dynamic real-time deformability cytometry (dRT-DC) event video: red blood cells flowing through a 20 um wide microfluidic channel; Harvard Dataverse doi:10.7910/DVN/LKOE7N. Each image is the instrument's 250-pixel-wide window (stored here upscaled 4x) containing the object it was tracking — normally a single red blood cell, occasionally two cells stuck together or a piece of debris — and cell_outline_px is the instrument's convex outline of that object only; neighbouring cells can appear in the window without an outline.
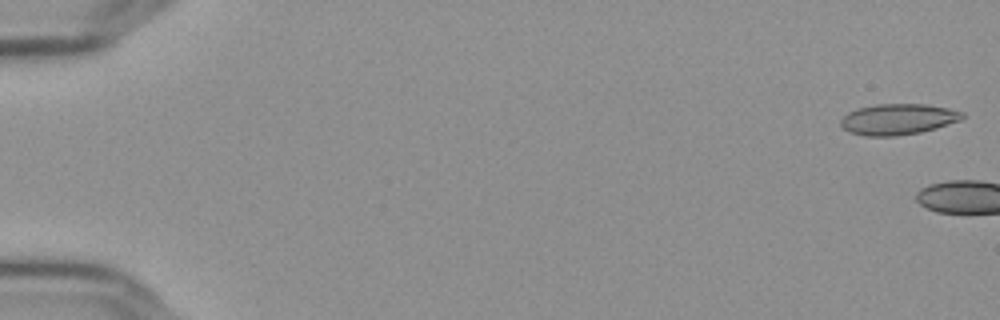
{"species": "Egyptian fruit bat (a non-hibernating species)", "species_latin": "Rousettus aegyptiacus", "temperature_condition": "cold", "stored_images_in_passage": 4, "camera_frame_rate_fps": 3000, "um_per_image_px": 0.085, "frame": {"image": 1, "passage_image": 1, "time_ms": 0.0, "image_size_px": [1000, 320], "cell_outline_px": [[964, 116], [960, 120], [936, 128], [920, 132], [896, 136], [864, 136], [848, 132], [840, 124], [840, 120], [848, 112], [856, 108], [876, 104], [924, 104], [948, 108], [964, 112]], "centroid_in_image_um": [76.3, 10.13], "position_along_channel_um": 8.7, "area_um2": 21.96}}